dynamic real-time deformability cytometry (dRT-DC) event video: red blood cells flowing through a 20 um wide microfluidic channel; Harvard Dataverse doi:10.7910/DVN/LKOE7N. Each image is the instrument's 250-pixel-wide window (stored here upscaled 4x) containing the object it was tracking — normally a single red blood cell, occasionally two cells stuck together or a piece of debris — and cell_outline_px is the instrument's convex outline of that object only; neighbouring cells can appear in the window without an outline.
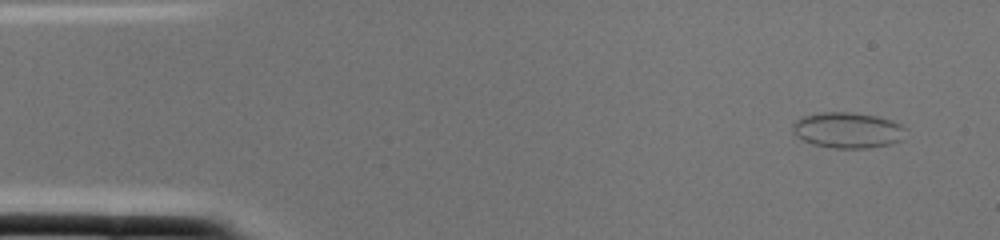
{"species": "common noctule bat (a hibernating species)", "species_latin": "Nyctalus noctula", "temperature_condition": "cold", "stored_images_in_passage": 2, "camera_frame_rate_fps": 3000, "um_per_image_px": 0.085, "animal": {"sex": "female", "body_mass_g": 22.0, "forearm_length_mm": 56.7}, "frame": {"image": 1, "passage_image": 1, "time_ms": 0.0, "image_size_px": [1000, 240], "cell_outline_px": [[908, 128], [900, 140], [892, 144], [868, 148], [832, 148], [812, 144], [796, 136], [792, 132], [792, 124], [800, 116], [820, 112], [852, 112], [876, 116], [892, 120]], "centroid_in_image_um": [72.04, 11.06], "position_along_channel_um": 13.0, "area_um2": 23.87}}
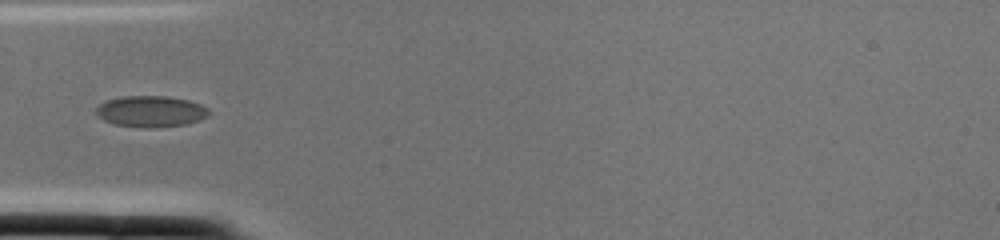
{"frame": {"image": 2, "passage_image": 2, "time_ms": 0.333, "image_size_px": [1000, 240], "cell_outline_px": [[208, 116], [200, 120], [184, 124], [156, 128], [144, 128], [116, 124], [104, 120], [96, 116], [96, 108], [100, 104], [108, 100], [124, 96], [168, 96], [188, 100], [200, 104], [208, 108]], "centroid_in_image_um": [12.82, 9.47], "position_along_channel_um": 72.2, "area_um2": 20.46}}